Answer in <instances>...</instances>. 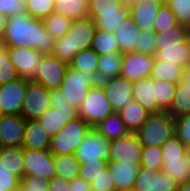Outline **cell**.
I'll use <instances>...</instances> for the list:
<instances>
[{
    "mask_svg": "<svg viewBox=\"0 0 190 191\" xmlns=\"http://www.w3.org/2000/svg\"><path fill=\"white\" fill-rule=\"evenodd\" d=\"M27 13L26 0H0V14L7 17Z\"/></svg>",
    "mask_w": 190,
    "mask_h": 191,
    "instance_id": "49",
    "label": "cell"
},
{
    "mask_svg": "<svg viewBox=\"0 0 190 191\" xmlns=\"http://www.w3.org/2000/svg\"><path fill=\"white\" fill-rule=\"evenodd\" d=\"M152 177L154 178L152 191H172L179 187L174 178L161 170L154 172Z\"/></svg>",
    "mask_w": 190,
    "mask_h": 191,
    "instance_id": "47",
    "label": "cell"
},
{
    "mask_svg": "<svg viewBox=\"0 0 190 191\" xmlns=\"http://www.w3.org/2000/svg\"><path fill=\"white\" fill-rule=\"evenodd\" d=\"M185 70L190 73V58H189L188 63L186 65V67H185Z\"/></svg>",
    "mask_w": 190,
    "mask_h": 191,
    "instance_id": "60",
    "label": "cell"
},
{
    "mask_svg": "<svg viewBox=\"0 0 190 191\" xmlns=\"http://www.w3.org/2000/svg\"><path fill=\"white\" fill-rule=\"evenodd\" d=\"M123 54L111 53L99 55L96 81L101 85L110 81L116 76H120Z\"/></svg>",
    "mask_w": 190,
    "mask_h": 191,
    "instance_id": "25",
    "label": "cell"
},
{
    "mask_svg": "<svg viewBox=\"0 0 190 191\" xmlns=\"http://www.w3.org/2000/svg\"><path fill=\"white\" fill-rule=\"evenodd\" d=\"M24 176H36L47 181L56 177L54 155L49 151L23 148Z\"/></svg>",
    "mask_w": 190,
    "mask_h": 191,
    "instance_id": "12",
    "label": "cell"
},
{
    "mask_svg": "<svg viewBox=\"0 0 190 191\" xmlns=\"http://www.w3.org/2000/svg\"><path fill=\"white\" fill-rule=\"evenodd\" d=\"M182 81L187 84V87L190 88V73L186 70H184Z\"/></svg>",
    "mask_w": 190,
    "mask_h": 191,
    "instance_id": "56",
    "label": "cell"
},
{
    "mask_svg": "<svg viewBox=\"0 0 190 191\" xmlns=\"http://www.w3.org/2000/svg\"><path fill=\"white\" fill-rule=\"evenodd\" d=\"M70 191H92L91 183L77 177L70 181Z\"/></svg>",
    "mask_w": 190,
    "mask_h": 191,
    "instance_id": "54",
    "label": "cell"
},
{
    "mask_svg": "<svg viewBox=\"0 0 190 191\" xmlns=\"http://www.w3.org/2000/svg\"><path fill=\"white\" fill-rule=\"evenodd\" d=\"M184 70L182 66L155 58L150 78L154 81L179 83L183 78Z\"/></svg>",
    "mask_w": 190,
    "mask_h": 191,
    "instance_id": "29",
    "label": "cell"
},
{
    "mask_svg": "<svg viewBox=\"0 0 190 191\" xmlns=\"http://www.w3.org/2000/svg\"><path fill=\"white\" fill-rule=\"evenodd\" d=\"M96 30L89 17L73 20L65 36L55 40L51 55L69 65L77 53L91 48Z\"/></svg>",
    "mask_w": 190,
    "mask_h": 191,
    "instance_id": "2",
    "label": "cell"
},
{
    "mask_svg": "<svg viewBox=\"0 0 190 191\" xmlns=\"http://www.w3.org/2000/svg\"><path fill=\"white\" fill-rule=\"evenodd\" d=\"M96 85V77L93 74L68 66L60 87L54 91V97L79 109L88 90Z\"/></svg>",
    "mask_w": 190,
    "mask_h": 191,
    "instance_id": "5",
    "label": "cell"
},
{
    "mask_svg": "<svg viewBox=\"0 0 190 191\" xmlns=\"http://www.w3.org/2000/svg\"><path fill=\"white\" fill-rule=\"evenodd\" d=\"M164 3L175 15L178 24L190 25V0H164Z\"/></svg>",
    "mask_w": 190,
    "mask_h": 191,
    "instance_id": "42",
    "label": "cell"
},
{
    "mask_svg": "<svg viewBox=\"0 0 190 191\" xmlns=\"http://www.w3.org/2000/svg\"><path fill=\"white\" fill-rule=\"evenodd\" d=\"M80 166L74 154L54 155L56 177L72 181L78 177Z\"/></svg>",
    "mask_w": 190,
    "mask_h": 191,
    "instance_id": "31",
    "label": "cell"
},
{
    "mask_svg": "<svg viewBox=\"0 0 190 191\" xmlns=\"http://www.w3.org/2000/svg\"><path fill=\"white\" fill-rule=\"evenodd\" d=\"M92 127L81 117L70 120L50 139L49 151L53 155L74 154Z\"/></svg>",
    "mask_w": 190,
    "mask_h": 191,
    "instance_id": "7",
    "label": "cell"
},
{
    "mask_svg": "<svg viewBox=\"0 0 190 191\" xmlns=\"http://www.w3.org/2000/svg\"><path fill=\"white\" fill-rule=\"evenodd\" d=\"M21 179L0 164V191H18Z\"/></svg>",
    "mask_w": 190,
    "mask_h": 191,
    "instance_id": "50",
    "label": "cell"
},
{
    "mask_svg": "<svg viewBox=\"0 0 190 191\" xmlns=\"http://www.w3.org/2000/svg\"><path fill=\"white\" fill-rule=\"evenodd\" d=\"M107 167L114 182V191L133 190L140 164L107 161Z\"/></svg>",
    "mask_w": 190,
    "mask_h": 191,
    "instance_id": "21",
    "label": "cell"
},
{
    "mask_svg": "<svg viewBox=\"0 0 190 191\" xmlns=\"http://www.w3.org/2000/svg\"><path fill=\"white\" fill-rule=\"evenodd\" d=\"M114 34L118 41L119 52L121 54L135 52L140 29L131 16L122 22Z\"/></svg>",
    "mask_w": 190,
    "mask_h": 191,
    "instance_id": "24",
    "label": "cell"
},
{
    "mask_svg": "<svg viewBox=\"0 0 190 191\" xmlns=\"http://www.w3.org/2000/svg\"><path fill=\"white\" fill-rule=\"evenodd\" d=\"M111 141L99 134L94 128L84 137L74 155L79 164L108 160Z\"/></svg>",
    "mask_w": 190,
    "mask_h": 191,
    "instance_id": "11",
    "label": "cell"
},
{
    "mask_svg": "<svg viewBox=\"0 0 190 191\" xmlns=\"http://www.w3.org/2000/svg\"><path fill=\"white\" fill-rule=\"evenodd\" d=\"M51 137L38 120H27L22 147L45 151L49 150Z\"/></svg>",
    "mask_w": 190,
    "mask_h": 191,
    "instance_id": "23",
    "label": "cell"
},
{
    "mask_svg": "<svg viewBox=\"0 0 190 191\" xmlns=\"http://www.w3.org/2000/svg\"><path fill=\"white\" fill-rule=\"evenodd\" d=\"M54 42L43 20L32 18L28 13L7 17L2 46L33 48L41 54L51 55Z\"/></svg>",
    "mask_w": 190,
    "mask_h": 191,
    "instance_id": "1",
    "label": "cell"
},
{
    "mask_svg": "<svg viewBox=\"0 0 190 191\" xmlns=\"http://www.w3.org/2000/svg\"><path fill=\"white\" fill-rule=\"evenodd\" d=\"M54 91L45 88L42 84L29 80L21 116L27 120H37L52 104Z\"/></svg>",
    "mask_w": 190,
    "mask_h": 191,
    "instance_id": "9",
    "label": "cell"
},
{
    "mask_svg": "<svg viewBox=\"0 0 190 191\" xmlns=\"http://www.w3.org/2000/svg\"><path fill=\"white\" fill-rule=\"evenodd\" d=\"M115 113L101 85L90 88L78 109V115L92 128L109 115Z\"/></svg>",
    "mask_w": 190,
    "mask_h": 191,
    "instance_id": "8",
    "label": "cell"
},
{
    "mask_svg": "<svg viewBox=\"0 0 190 191\" xmlns=\"http://www.w3.org/2000/svg\"><path fill=\"white\" fill-rule=\"evenodd\" d=\"M163 156L159 146H143L140 159V167L161 170Z\"/></svg>",
    "mask_w": 190,
    "mask_h": 191,
    "instance_id": "37",
    "label": "cell"
},
{
    "mask_svg": "<svg viewBox=\"0 0 190 191\" xmlns=\"http://www.w3.org/2000/svg\"><path fill=\"white\" fill-rule=\"evenodd\" d=\"M79 117L78 109L72 107L69 103L52 99L51 107L45 111L37 120L43 125V128L50 137L57 134L65 125L75 118Z\"/></svg>",
    "mask_w": 190,
    "mask_h": 191,
    "instance_id": "10",
    "label": "cell"
},
{
    "mask_svg": "<svg viewBox=\"0 0 190 191\" xmlns=\"http://www.w3.org/2000/svg\"><path fill=\"white\" fill-rule=\"evenodd\" d=\"M6 51L21 78L33 80L36 77L37 68L44 54L26 47H6Z\"/></svg>",
    "mask_w": 190,
    "mask_h": 191,
    "instance_id": "14",
    "label": "cell"
},
{
    "mask_svg": "<svg viewBox=\"0 0 190 191\" xmlns=\"http://www.w3.org/2000/svg\"><path fill=\"white\" fill-rule=\"evenodd\" d=\"M142 147L135 133L112 140L108 161L140 164Z\"/></svg>",
    "mask_w": 190,
    "mask_h": 191,
    "instance_id": "17",
    "label": "cell"
},
{
    "mask_svg": "<svg viewBox=\"0 0 190 191\" xmlns=\"http://www.w3.org/2000/svg\"><path fill=\"white\" fill-rule=\"evenodd\" d=\"M93 128L110 141L125 137L130 134V131L126 128L124 121L120 118L117 112L109 115Z\"/></svg>",
    "mask_w": 190,
    "mask_h": 191,
    "instance_id": "28",
    "label": "cell"
},
{
    "mask_svg": "<svg viewBox=\"0 0 190 191\" xmlns=\"http://www.w3.org/2000/svg\"><path fill=\"white\" fill-rule=\"evenodd\" d=\"M88 0H56L54 11L72 20L88 18Z\"/></svg>",
    "mask_w": 190,
    "mask_h": 191,
    "instance_id": "30",
    "label": "cell"
},
{
    "mask_svg": "<svg viewBox=\"0 0 190 191\" xmlns=\"http://www.w3.org/2000/svg\"><path fill=\"white\" fill-rule=\"evenodd\" d=\"M163 160H174L185 158V146L173 135L167 139L161 146Z\"/></svg>",
    "mask_w": 190,
    "mask_h": 191,
    "instance_id": "43",
    "label": "cell"
},
{
    "mask_svg": "<svg viewBox=\"0 0 190 191\" xmlns=\"http://www.w3.org/2000/svg\"><path fill=\"white\" fill-rule=\"evenodd\" d=\"M0 164L9 170V173L22 179L24 177L23 147H0Z\"/></svg>",
    "mask_w": 190,
    "mask_h": 191,
    "instance_id": "26",
    "label": "cell"
},
{
    "mask_svg": "<svg viewBox=\"0 0 190 191\" xmlns=\"http://www.w3.org/2000/svg\"><path fill=\"white\" fill-rule=\"evenodd\" d=\"M175 133V120L166 111L152 113L135 132L142 146H159Z\"/></svg>",
    "mask_w": 190,
    "mask_h": 191,
    "instance_id": "6",
    "label": "cell"
},
{
    "mask_svg": "<svg viewBox=\"0 0 190 191\" xmlns=\"http://www.w3.org/2000/svg\"><path fill=\"white\" fill-rule=\"evenodd\" d=\"M25 126L21 115H0V147L22 146Z\"/></svg>",
    "mask_w": 190,
    "mask_h": 191,
    "instance_id": "20",
    "label": "cell"
},
{
    "mask_svg": "<svg viewBox=\"0 0 190 191\" xmlns=\"http://www.w3.org/2000/svg\"><path fill=\"white\" fill-rule=\"evenodd\" d=\"M92 191H114V182L106 167L91 183Z\"/></svg>",
    "mask_w": 190,
    "mask_h": 191,
    "instance_id": "52",
    "label": "cell"
},
{
    "mask_svg": "<svg viewBox=\"0 0 190 191\" xmlns=\"http://www.w3.org/2000/svg\"><path fill=\"white\" fill-rule=\"evenodd\" d=\"M157 50L155 58L186 67L190 58L189 28L177 24L165 33H155Z\"/></svg>",
    "mask_w": 190,
    "mask_h": 191,
    "instance_id": "3",
    "label": "cell"
},
{
    "mask_svg": "<svg viewBox=\"0 0 190 191\" xmlns=\"http://www.w3.org/2000/svg\"><path fill=\"white\" fill-rule=\"evenodd\" d=\"M98 59L99 55L90 48L77 53L68 66L74 70L91 73L96 77Z\"/></svg>",
    "mask_w": 190,
    "mask_h": 191,
    "instance_id": "35",
    "label": "cell"
},
{
    "mask_svg": "<svg viewBox=\"0 0 190 191\" xmlns=\"http://www.w3.org/2000/svg\"><path fill=\"white\" fill-rule=\"evenodd\" d=\"M185 157L190 168V146L185 147Z\"/></svg>",
    "mask_w": 190,
    "mask_h": 191,
    "instance_id": "58",
    "label": "cell"
},
{
    "mask_svg": "<svg viewBox=\"0 0 190 191\" xmlns=\"http://www.w3.org/2000/svg\"><path fill=\"white\" fill-rule=\"evenodd\" d=\"M175 120L174 135L186 146H190V113L180 115Z\"/></svg>",
    "mask_w": 190,
    "mask_h": 191,
    "instance_id": "46",
    "label": "cell"
},
{
    "mask_svg": "<svg viewBox=\"0 0 190 191\" xmlns=\"http://www.w3.org/2000/svg\"><path fill=\"white\" fill-rule=\"evenodd\" d=\"M161 171L170 175L179 184L190 182V168L186 157L183 159L163 160Z\"/></svg>",
    "mask_w": 190,
    "mask_h": 191,
    "instance_id": "36",
    "label": "cell"
},
{
    "mask_svg": "<svg viewBox=\"0 0 190 191\" xmlns=\"http://www.w3.org/2000/svg\"><path fill=\"white\" fill-rule=\"evenodd\" d=\"M157 170L149 169L146 167H140L138 175L135 180L134 188L135 191H152V185L154 178L153 173Z\"/></svg>",
    "mask_w": 190,
    "mask_h": 191,
    "instance_id": "48",
    "label": "cell"
},
{
    "mask_svg": "<svg viewBox=\"0 0 190 191\" xmlns=\"http://www.w3.org/2000/svg\"><path fill=\"white\" fill-rule=\"evenodd\" d=\"M155 56L136 52L124 53L120 76L131 82L150 78Z\"/></svg>",
    "mask_w": 190,
    "mask_h": 191,
    "instance_id": "15",
    "label": "cell"
},
{
    "mask_svg": "<svg viewBox=\"0 0 190 191\" xmlns=\"http://www.w3.org/2000/svg\"><path fill=\"white\" fill-rule=\"evenodd\" d=\"M68 65L52 55H44L32 80L50 90H57L63 81Z\"/></svg>",
    "mask_w": 190,
    "mask_h": 191,
    "instance_id": "16",
    "label": "cell"
},
{
    "mask_svg": "<svg viewBox=\"0 0 190 191\" xmlns=\"http://www.w3.org/2000/svg\"><path fill=\"white\" fill-rule=\"evenodd\" d=\"M166 112L173 118L190 113V88L182 80L177 83L172 104Z\"/></svg>",
    "mask_w": 190,
    "mask_h": 191,
    "instance_id": "32",
    "label": "cell"
},
{
    "mask_svg": "<svg viewBox=\"0 0 190 191\" xmlns=\"http://www.w3.org/2000/svg\"><path fill=\"white\" fill-rule=\"evenodd\" d=\"M130 133H135L151 114L139 102L132 101L118 112Z\"/></svg>",
    "mask_w": 190,
    "mask_h": 191,
    "instance_id": "27",
    "label": "cell"
},
{
    "mask_svg": "<svg viewBox=\"0 0 190 191\" xmlns=\"http://www.w3.org/2000/svg\"><path fill=\"white\" fill-rule=\"evenodd\" d=\"M107 161L108 160L99 159L97 162L81 164L78 177L92 183L107 167Z\"/></svg>",
    "mask_w": 190,
    "mask_h": 191,
    "instance_id": "44",
    "label": "cell"
},
{
    "mask_svg": "<svg viewBox=\"0 0 190 191\" xmlns=\"http://www.w3.org/2000/svg\"><path fill=\"white\" fill-rule=\"evenodd\" d=\"M88 17L98 30L114 33L130 16V7L117 0H88Z\"/></svg>",
    "mask_w": 190,
    "mask_h": 191,
    "instance_id": "4",
    "label": "cell"
},
{
    "mask_svg": "<svg viewBox=\"0 0 190 191\" xmlns=\"http://www.w3.org/2000/svg\"><path fill=\"white\" fill-rule=\"evenodd\" d=\"M101 86L109 98L112 108L117 113L134 100L132 97L133 82L125 77L116 76L110 81L101 84Z\"/></svg>",
    "mask_w": 190,
    "mask_h": 191,
    "instance_id": "18",
    "label": "cell"
},
{
    "mask_svg": "<svg viewBox=\"0 0 190 191\" xmlns=\"http://www.w3.org/2000/svg\"><path fill=\"white\" fill-rule=\"evenodd\" d=\"M155 86L158 105L164 111H167L172 104L177 83L155 81Z\"/></svg>",
    "mask_w": 190,
    "mask_h": 191,
    "instance_id": "38",
    "label": "cell"
},
{
    "mask_svg": "<svg viewBox=\"0 0 190 191\" xmlns=\"http://www.w3.org/2000/svg\"><path fill=\"white\" fill-rule=\"evenodd\" d=\"M49 191H70V181L55 177L48 181Z\"/></svg>",
    "mask_w": 190,
    "mask_h": 191,
    "instance_id": "53",
    "label": "cell"
},
{
    "mask_svg": "<svg viewBox=\"0 0 190 191\" xmlns=\"http://www.w3.org/2000/svg\"><path fill=\"white\" fill-rule=\"evenodd\" d=\"M178 191H190V182L179 184Z\"/></svg>",
    "mask_w": 190,
    "mask_h": 191,
    "instance_id": "57",
    "label": "cell"
},
{
    "mask_svg": "<svg viewBox=\"0 0 190 191\" xmlns=\"http://www.w3.org/2000/svg\"><path fill=\"white\" fill-rule=\"evenodd\" d=\"M21 78L9 59L6 47H0V85L13 82Z\"/></svg>",
    "mask_w": 190,
    "mask_h": 191,
    "instance_id": "40",
    "label": "cell"
},
{
    "mask_svg": "<svg viewBox=\"0 0 190 191\" xmlns=\"http://www.w3.org/2000/svg\"><path fill=\"white\" fill-rule=\"evenodd\" d=\"M117 1L127 6H129L133 2V0H117Z\"/></svg>",
    "mask_w": 190,
    "mask_h": 191,
    "instance_id": "59",
    "label": "cell"
},
{
    "mask_svg": "<svg viewBox=\"0 0 190 191\" xmlns=\"http://www.w3.org/2000/svg\"><path fill=\"white\" fill-rule=\"evenodd\" d=\"M178 24L177 18L169 9V7L163 3L159 8L156 21L154 23L155 33H165Z\"/></svg>",
    "mask_w": 190,
    "mask_h": 191,
    "instance_id": "41",
    "label": "cell"
},
{
    "mask_svg": "<svg viewBox=\"0 0 190 191\" xmlns=\"http://www.w3.org/2000/svg\"><path fill=\"white\" fill-rule=\"evenodd\" d=\"M48 181L36 176H24L18 191H49Z\"/></svg>",
    "mask_w": 190,
    "mask_h": 191,
    "instance_id": "51",
    "label": "cell"
},
{
    "mask_svg": "<svg viewBox=\"0 0 190 191\" xmlns=\"http://www.w3.org/2000/svg\"><path fill=\"white\" fill-rule=\"evenodd\" d=\"M25 78L0 85V115H20L27 82Z\"/></svg>",
    "mask_w": 190,
    "mask_h": 191,
    "instance_id": "13",
    "label": "cell"
},
{
    "mask_svg": "<svg viewBox=\"0 0 190 191\" xmlns=\"http://www.w3.org/2000/svg\"><path fill=\"white\" fill-rule=\"evenodd\" d=\"M91 49H93L98 55L120 53L115 34L98 29L96 30L92 40Z\"/></svg>",
    "mask_w": 190,
    "mask_h": 191,
    "instance_id": "33",
    "label": "cell"
},
{
    "mask_svg": "<svg viewBox=\"0 0 190 191\" xmlns=\"http://www.w3.org/2000/svg\"><path fill=\"white\" fill-rule=\"evenodd\" d=\"M164 0H133L129 5L130 16L139 26L140 31L154 32V23L158 10Z\"/></svg>",
    "mask_w": 190,
    "mask_h": 191,
    "instance_id": "19",
    "label": "cell"
},
{
    "mask_svg": "<svg viewBox=\"0 0 190 191\" xmlns=\"http://www.w3.org/2000/svg\"><path fill=\"white\" fill-rule=\"evenodd\" d=\"M7 16L0 14V39L4 36L6 29Z\"/></svg>",
    "mask_w": 190,
    "mask_h": 191,
    "instance_id": "55",
    "label": "cell"
},
{
    "mask_svg": "<svg viewBox=\"0 0 190 191\" xmlns=\"http://www.w3.org/2000/svg\"><path fill=\"white\" fill-rule=\"evenodd\" d=\"M54 8L55 0H26L27 13L35 19H45Z\"/></svg>",
    "mask_w": 190,
    "mask_h": 191,
    "instance_id": "39",
    "label": "cell"
},
{
    "mask_svg": "<svg viewBox=\"0 0 190 191\" xmlns=\"http://www.w3.org/2000/svg\"><path fill=\"white\" fill-rule=\"evenodd\" d=\"M132 97L134 101L139 102L151 114L160 113L164 111L158 105L156 99L155 81L151 78H146L133 82Z\"/></svg>",
    "mask_w": 190,
    "mask_h": 191,
    "instance_id": "22",
    "label": "cell"
},
{
    "mask_svg": "<svg viewBox=\"0 0 190 191\" xmlns=\"http://www.w3.org/2000/svg\"><path fill=\"white\" fill-rule=\"evenodd\" d=\"M157 50L155 32L140 31L136 42V53L154 56Z\"/></svg>",
    "mask_w": 190,
    "mask_h": 191,
    "instance_id": "45",
    "label": "cell"
},
{
    "mask_svg": "<svg viewBox=\"0 0 190 191\" xmlns=\"http://www.w3.org/2000/svg\"><path fill=\"white\" fill-rule=\"evenodd\" d=\"M72 21V19L55 11L43 19L46 31L55 40L65 36L70 30Z\"/></svg>",
    "mask_w": 190,
    "mask_h": 191,
    "instance_id": "34",
    "label": "cell"
}]
</instances>
